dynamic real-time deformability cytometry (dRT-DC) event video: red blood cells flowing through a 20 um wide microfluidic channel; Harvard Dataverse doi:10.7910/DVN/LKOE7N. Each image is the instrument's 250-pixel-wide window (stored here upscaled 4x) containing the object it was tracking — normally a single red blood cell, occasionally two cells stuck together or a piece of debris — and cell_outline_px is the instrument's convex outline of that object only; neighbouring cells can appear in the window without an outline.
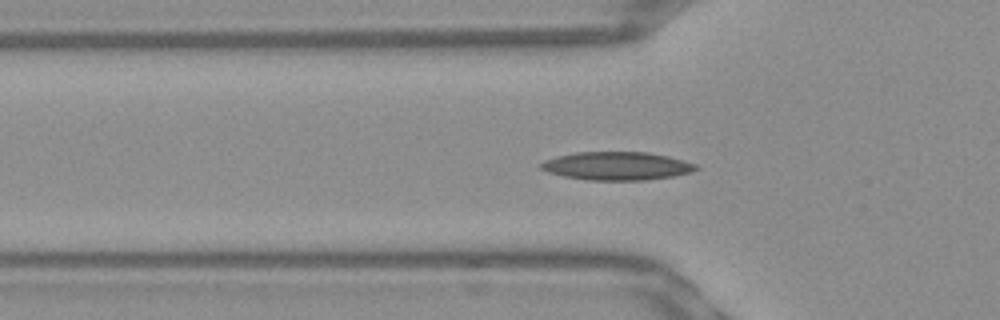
{"species": "Egyptian fruit bat (a non-hibernating species)", "species_latin": "Rousettus aegyptiacus", "temperature_condition": "warm", "stored_images_in_passage": 46, "camera_frame_rate_fps": 3000, "um_per_image_px": 0.085, "frame": {"image": 1, "passage_image": 16, "time_ms": 5.0, "image_size_px": [1000, 320], "cell_outline_px": [[700, 168], [692, 172], [672, 176], [644, 180], [588, 180], [564, 176], [548, 172], [540, 168], [540, 164], [544, 160], [556, 156], [576, 152], [648, 152], [668, 156], [684, 160], [696, 164]], "centroid_in_image_um": [52.44, 14.1], "position_along_channel_um": 73.4, "area_um2": 25.55}}
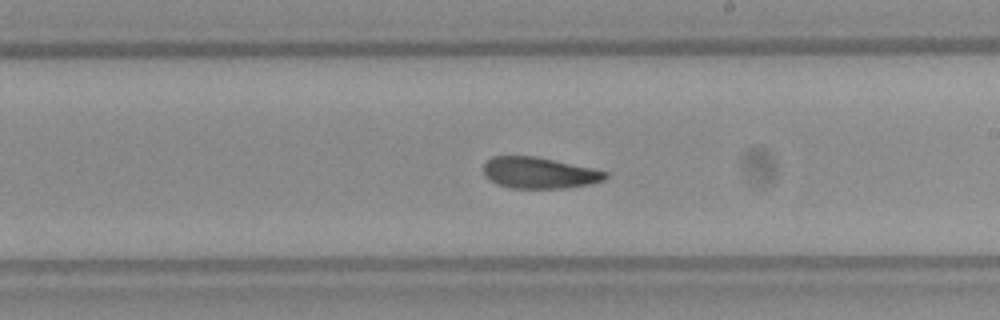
{"frame": {"image": 2, "passage_image": 29, "time_ms": 9.333, "image_size_px": [1000, 320], "cell_outline_px": [[608, 176], [604, 180], [592, 184], [564, 188], [508, 188], [496, 184], [488, 180], [484, 176], [484, 164], [492, 156], [536, 156], [592, 168], [608, 172]], "centroid_in_image_um": [45.82, 14.7], "position_along_channel_um": 243.2, "area_um2": 22.37}}
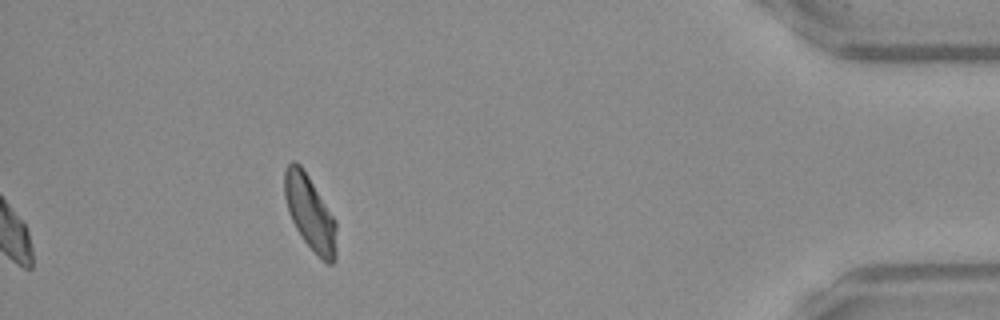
{"frame": {"image": 3, "passage_image": 46, "time_ms": 15.0, "image_size_px": [1000, 320], "cell_outline_px": [[336, 260], [332, 264], [328, 264], [304, 240], [296, 228], [288, 212], [284, 196], [284, 172], [288, 164], [292, 160], [296, 160], [300, 164], [308, 176], [336, 220]], "centroid_in_image_um": [26.34, 18.06], "position_along_channel_um": 408.9, "area_um2": 22.31}, "authors_computed_cell_mechanics": {"area_um2": 23.12, "velocity_mm_per_s": 3.8966, "shape_relaxation_time_tau1_ms": 11.0769, "shape_relaxation_time_tau2_ms": 2.3375, "deformation_change_tau1": 0.2427, "deformation_change_tau2": 0.093}}